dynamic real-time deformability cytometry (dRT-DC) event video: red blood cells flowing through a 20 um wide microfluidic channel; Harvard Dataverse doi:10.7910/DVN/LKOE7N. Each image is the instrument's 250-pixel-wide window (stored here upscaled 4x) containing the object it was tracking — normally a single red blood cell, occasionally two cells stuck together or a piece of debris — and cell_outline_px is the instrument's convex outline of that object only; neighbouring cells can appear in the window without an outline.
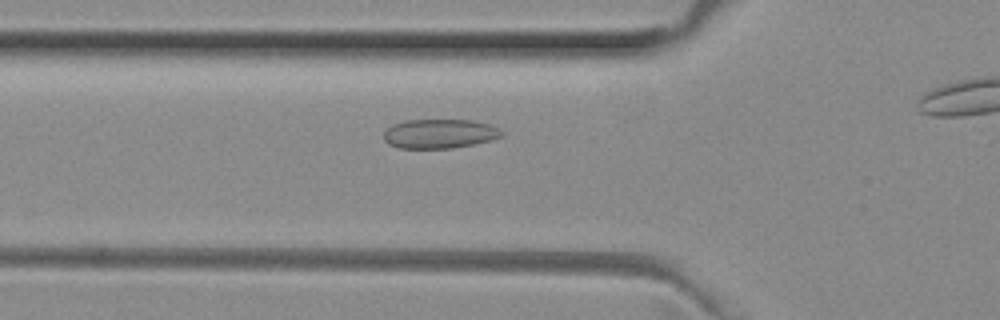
{"species": "common noctule bat (a hibernating species)", "species_latin": "Nyctalus noctula", "temperature_condition": "room temperature", "stored_images_in_passage": 32, "camera_frame_rate_fps": 3000, "um_per_image_px": 0.085, "animal": {"sex": "female", "body_mass_g": 29.2, "forearm_length_mm": 56.3}, "frame": {"image": 1, "passage_image": 8, "time_ms": 2.333, "image_size_px": [1000, 320], "cell_outline_px": [[504, 136], [492, 140], [452, 148], [400, 148], [388, 144], [384, 140], [384, 132], [392, 124], [404, 120], [472, 120], [492, 124], [500, 128], [504, 132]], "centroid_in_image_um": [37.4, 11.36], "position_along_channel_um": 88.4, "area_um2": 20.35}}
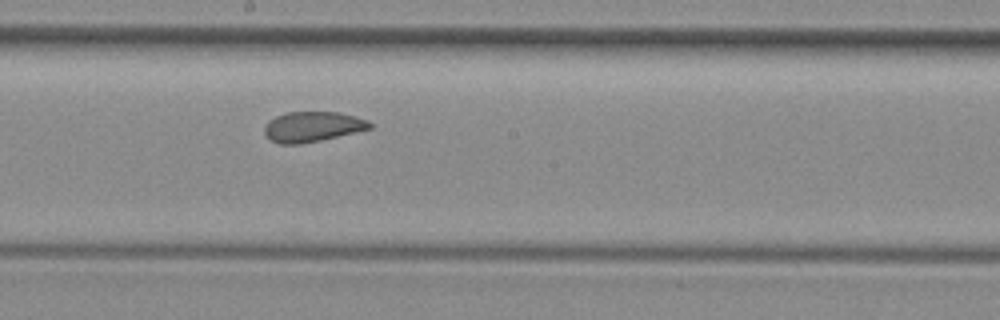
{"frame": {"image": 2, "passage_image": 18, "time_ms": 5.667, "image_size_px": [1000, 320], "cell_outline_px": [[372, 128], [320, 140], [300, 144], [280, 144], [272, 140], [264, 132], [264, 128], [268, 120], [276, 116], [288, 112], [336, 112], [356, 116], [368, 120], [372, 124]], "centroid_in_image_um": [26.56, 10.76], "position_along_channel_um": 221.6, "area_um2": 18.38}}
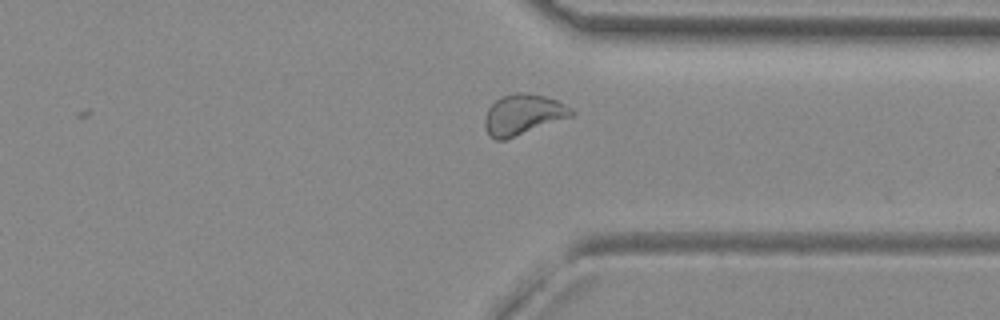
{"frame": {"image": 3, "passage_image": 29, "time_ms": 9.333, "image_size_px": [1000, 320], "cell_outline_px": [[576, 116], [504, 140], [496, 140], [488, 136], [484, 128], [484, 116], [488, 108], [496, 100], [504, 96], [516, 92], [524, 92], [544, 96], [556, 100], [572, 108], [576, 112]], "centroid_in_image_um": [44.48, 9.76], "position_along_channel_um": 366.9, "area_um2": 20.81}, "authors_computed_cell_mechanics": {"area_um2": 19.1318, "velocity_mm_per_s": 3.9854, "shape_relaxation_time_tau1_ms": 7.2324, "shape_relaxation_time_tau2_ms": 1.2302, "deformation_change_tau1": 0.1145, "deformation_change_tau2": 0.0642}}